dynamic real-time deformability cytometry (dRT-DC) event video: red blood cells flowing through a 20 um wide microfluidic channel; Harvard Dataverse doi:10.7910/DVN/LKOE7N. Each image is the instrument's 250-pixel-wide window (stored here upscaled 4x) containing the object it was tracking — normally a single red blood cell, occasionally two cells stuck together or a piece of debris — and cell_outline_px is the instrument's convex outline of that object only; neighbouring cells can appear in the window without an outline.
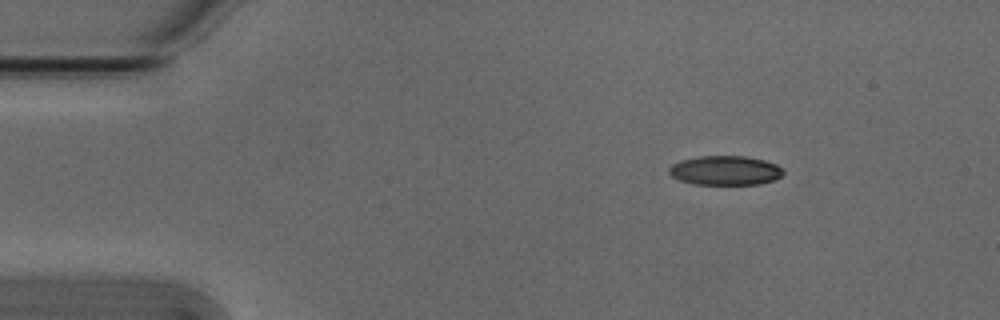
{"species": "Egyptian fruit bat (a non-hibernating species)", "species_latin": "Rousettus aegyptiacus", "temperature_condition": "cold", "stored_images_in_passage": 3, "camera_frame_rate_fps": 3000, "um_per_image_px": 0.085, "animal": {"sex": "male"}, "frame": {"image": 1, "passage_image": 1, "time_ms": 0.0, "image_size_px": [1000, 320], "cell_outline_px": [[784, 172], [776, 180], [760, 184], [692, 184], [680, 180], [672, 176], [668, 172], [668, 168], [672, 164], [680, 160], [700, 156], [744, 156], [764, 160], [776, 164], [784, 168]], "centroid_in_image_um": [61.65, 14.49], "position_along_channel_um": 23.3, "area_um2": 19.65}}